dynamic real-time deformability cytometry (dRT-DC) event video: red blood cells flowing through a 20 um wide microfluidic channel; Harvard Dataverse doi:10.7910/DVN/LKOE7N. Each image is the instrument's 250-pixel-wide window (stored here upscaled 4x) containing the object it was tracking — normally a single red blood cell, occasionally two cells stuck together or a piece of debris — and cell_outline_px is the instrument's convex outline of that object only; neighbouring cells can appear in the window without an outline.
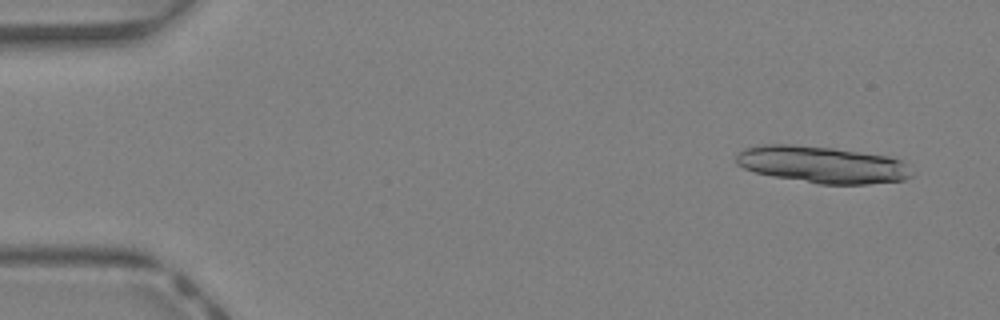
{"species": "Egyptian fruit bat (a non-hibernating species)", "species_latin": "Rousettus aegyptiacus", "temperature_condition": "warm", "stored_images_in_passage": 16, "camera_frame_rate_fps": 3000, "um_per_image_px": 0.085, "animal": {"sex": "female"}, "frame": {"image": 1, "passage_image": 3, "time_ms": 0.667, "image_size_px": [1000, 320], "cell_outline_px": [[912, 176], [904, 180], [868, 184], [820, 184], [772, 176], [756, 172], [744, 168], [736, 164], [736, 156], [744, 148], [760, 144], [796, 144], [832, 148], [892, 156], [908, 164]], "centroid_in_image_um": [69.9, 13.98], "position_along_channel_um": 15.1, "area_um2": 37.92}}
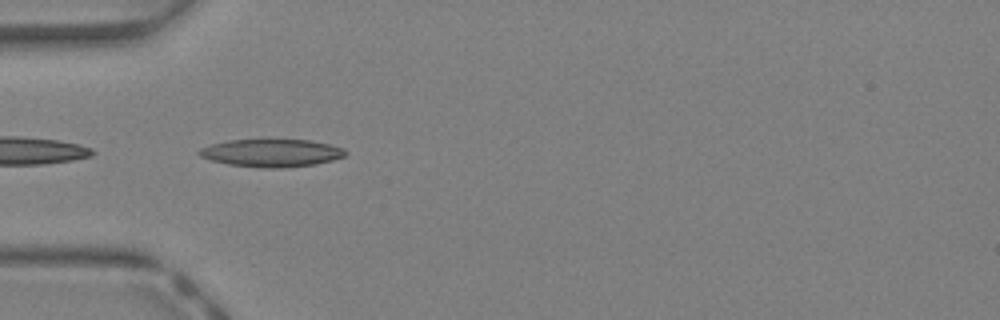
{"frame": {"image": 2, "passage_image": 14, "time_ms": 4.333, "image_size_px": [1000, 320], "cell_outline_px": [[348, 152], [344, 156], [332, 160], [316, 164], [280, 168], [268, 168], [228, 164], [212, 160], [200, 156], [196, 152], [200, 148], [212, 144], [228, 140], [308, 140], [332, 144], [344, 148]], "centroid_in_image_um": [23.1, 12.99], "position_along_channel_um": 61.9, "area_um2": 23.52}}